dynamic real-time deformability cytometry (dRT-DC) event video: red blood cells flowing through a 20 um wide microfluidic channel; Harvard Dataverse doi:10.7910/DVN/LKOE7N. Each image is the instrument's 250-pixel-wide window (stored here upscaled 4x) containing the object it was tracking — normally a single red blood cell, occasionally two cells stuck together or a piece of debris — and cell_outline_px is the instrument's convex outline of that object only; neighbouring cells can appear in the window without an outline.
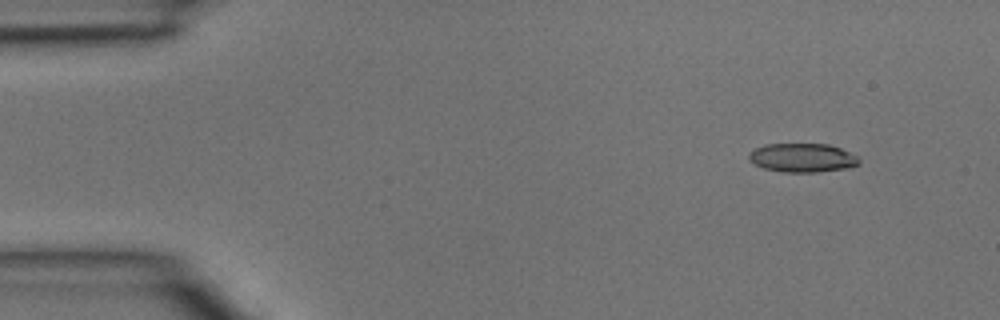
{"species": "common noctule bat (a hibernating species)", "species_latin": "Nyctalus noctula", "temperature_condition": "room temperature", "stored_images_in_passage": 3, "camera_frame_rate_fps": 3000, "um_per_image_px": 0.085, "animal": {"sex": "male", "body_mass_g": 15.6}, "frame": {"image": 1, "passage_image": 1, "time_ms": 0.0, "image_size_px": [1000, 320], "cell_outline_px": [[860, 164], [844, 168], [816, 172], [780, 172], [764, 168], [748, 160], [748, 152], [764, 144], [828, 144], [840, 148], [856, 156], [860, 160]], "centroid_in_image_um": [68.16, 13.41], "position_along_channel_um": 16.8, "area_um2": 18.44}}